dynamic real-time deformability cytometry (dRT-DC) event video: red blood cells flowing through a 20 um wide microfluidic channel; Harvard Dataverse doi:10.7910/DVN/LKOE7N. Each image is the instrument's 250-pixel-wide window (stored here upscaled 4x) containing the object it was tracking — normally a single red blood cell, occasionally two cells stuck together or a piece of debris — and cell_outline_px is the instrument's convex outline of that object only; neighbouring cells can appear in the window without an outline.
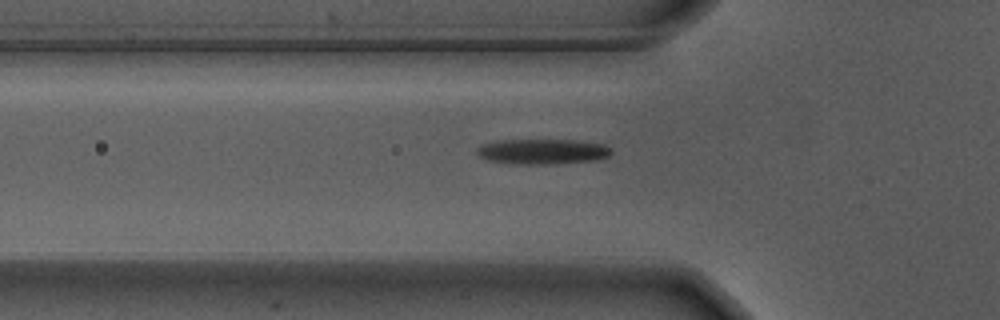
{"species": "Egyptian fruit bat (a non-hibernating species)", "species_latin": "Rousettus aegyptiacus", "temperature_condition": "warm", "stored_images_in_passage": 36, "camera_frame_rate_fps": 3000, "um_per_image_px": 0.085, "animal": {"sex": "male"}, "frame": {"image": 1, "passage_image": 6, "time_ms": 1.667, "image_size_px": [1000, 320], "cell_outline_px": [[612, 152], [608, 156], [592, 160], [556, 164], [516, 164], [488, 160], [480, 156], [476, 152], [476, 148], [480, 144], [500, 140], [576, 140], [604, 144]], "centroid_in_image_um": [46.06, 12.87], "position_along_channel_um": 79.7, "area_um2": 19.71}}
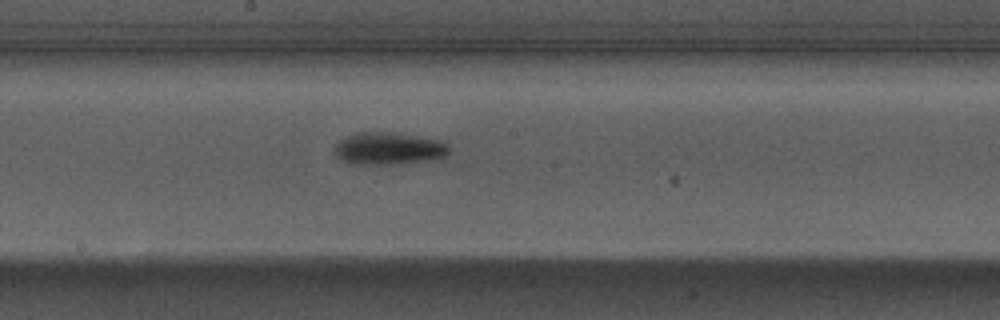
{"frame": {"image": 2, "passage_image": 17, "time_ms": 5.333, "image_size_px": [1000, 320], "cell_outline_px": [[452, 148], [444, 156], [432, 160], [392, 164], [352, 164], [340, 160], [336, 156], [336, 144], [340, 140], [356, 132], [392, 132], [444, 140]], "centroid_in_image_um": [33.08, 12.62], "position_along_channel_um": 215.1, "area_um2": 21.73}}
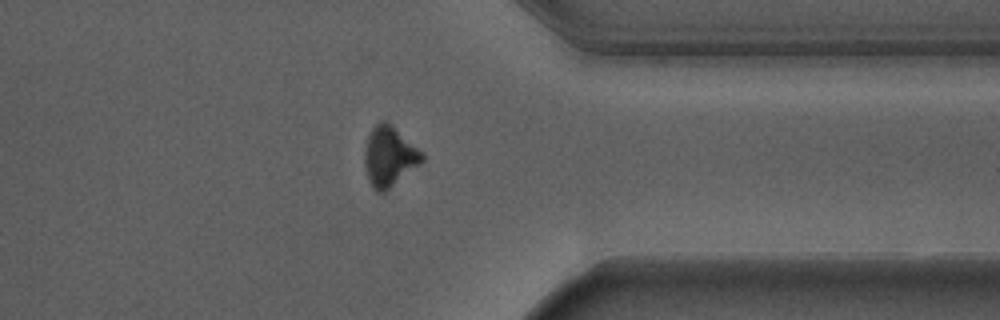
{"frame": {"image": 3, "passage_image": 31, "time_ms": 10.0, "image_size_px": [1000, 320], "cell_outline_px": [[424, 160], [420, 164], [384, 192], [376, 192], [372, 188], [368, 180], [364, 164], [364, 152], [368, 136], [372, 128], [380, 120], [388, 120], [424, 152]], "centroid_in_image_um": [33.1, 13.26], "position_along_channel_um": 378.3, "area_um2": 20.4}, "authors_computed_cell_mechanics": {"area_um2": 19.8543, "velocity_mm_per_s": 3.6814, "shape_relaxation_time_tau1_ms": 2.1765, "shape_relaxation_time_tau2_ms": null, "deformation_change_tau1": 0.1408, "deformation_change_tau2": null}}